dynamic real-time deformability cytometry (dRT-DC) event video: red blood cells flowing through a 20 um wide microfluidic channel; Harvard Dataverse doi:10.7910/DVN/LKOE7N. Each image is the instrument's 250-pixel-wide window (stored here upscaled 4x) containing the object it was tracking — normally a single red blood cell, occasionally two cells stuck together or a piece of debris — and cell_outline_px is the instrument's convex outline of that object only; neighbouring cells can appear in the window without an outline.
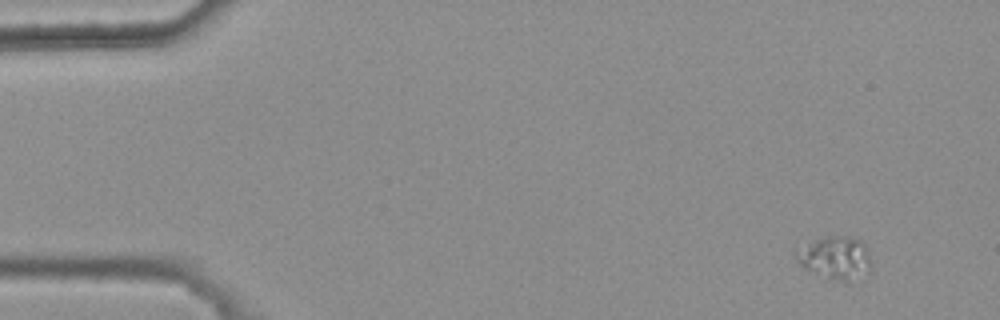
{"species": "common noctule bat (a hibernating species)", "species_latin": "Nyctalus noctula", "temperature_condition": "warm", "stored_images_in_passage": 4, "camera_frame_rate_fps": 3000, "um_per_image_px": 0.085, "animal": {"sex": "female", "body_mass_g": 25.1}, "frame": {"image": 1, "passage_image": 1, "time_ms": 0.0, "image_size_px": [1000, 320], "cell_outline_px": [[868, 264], [848, 284], [808, 268], [800, 264], [796, 260], [796, 256], [816, 240], [828, 236], [848, 236], [860, 240], [868, 248]], "centroid_in_image_um": [71.04, 21.87], "position_along_channel_um": 14.0, "area_um2": 16.99}}